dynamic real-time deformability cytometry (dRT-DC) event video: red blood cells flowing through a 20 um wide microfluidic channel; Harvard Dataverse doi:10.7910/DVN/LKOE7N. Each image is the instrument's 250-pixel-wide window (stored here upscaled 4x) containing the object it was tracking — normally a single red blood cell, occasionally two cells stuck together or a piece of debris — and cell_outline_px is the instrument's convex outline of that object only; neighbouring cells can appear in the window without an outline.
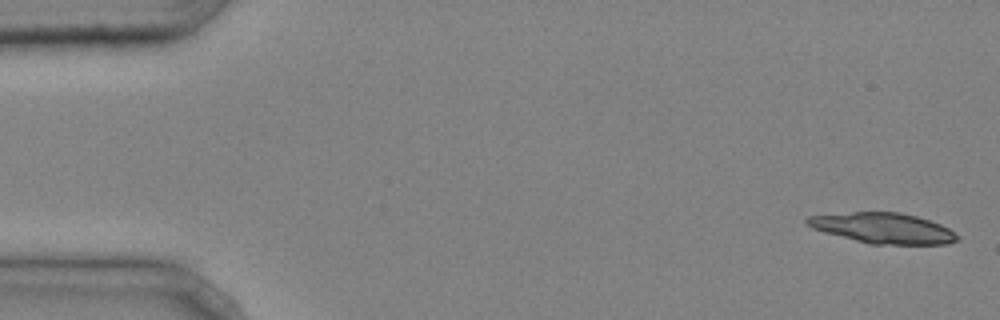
{"species": "common noctule bat (a hibernating species)", "species_latin": "Nyctalus noctula", "temperature_condition": "cold", "stored_images_in_passage": 4, "camera_frame_rate_fps": 3000, "um_per_image_px": 0.085, "animal": {"sex": "male", "body_mass_g": 20.4}, "frame": {"image": 1, "passage_image": 4, "time_ms": 1.0, "image_size_px": [1000, 320], "cell_outline_px": [[960, 240], [948, 244], [868, 244], [824, 232], [812, 228], [804, 220], [808, 216], [852, 212], [900, 212], [916, 216], [940, 224], [948, 228], [960, 236]], "centroid_in_image_um": [75.08, 19.4], "position_along_channel_um": 9.9, "area_um2": 26.65}}